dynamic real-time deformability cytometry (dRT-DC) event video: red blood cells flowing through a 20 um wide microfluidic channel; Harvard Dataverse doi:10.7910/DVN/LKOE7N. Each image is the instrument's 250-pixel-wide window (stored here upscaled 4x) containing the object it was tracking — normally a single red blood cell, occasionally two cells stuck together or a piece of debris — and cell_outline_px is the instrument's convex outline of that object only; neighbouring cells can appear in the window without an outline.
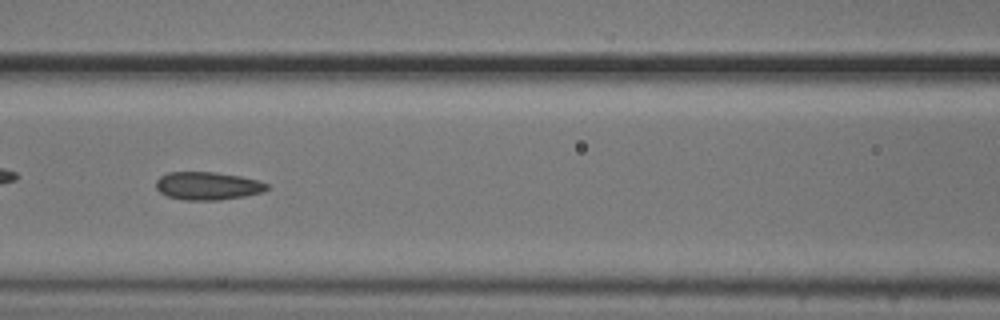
{"species": "common noctule bat (a hibernating species)", "species_latin": "Nyctalus noctula", "temperature_condition": "cold", "stored_images_in_passage": 53, "camera_frame_rate_fps": 3000, "um_per_image_px": 0.085, "animal": {"sex": "male", "body_mass_g": 20.5, "forearm_length_mm": 52.5}, "frame": {"image": 1, "passage_image": 23, "time_ms": 7.333, "image_size_px": [1000, 320], "cell_outline_px": [[268, 188], [264, 192], [244, 196], [220, 200], [184, 200], [168, 196], [160, 192], [156, 188], [156, 180], [160, 176], [168, 172], [216, 172], [240, 176], [260, 180], [268, 184]], "centroid_in_image_um": [17.67, 15.79], "position_along_channel_um": 148.9, "area_um2": 18.21}, "authors_computed_cell_mechanics": {"area_um2": 18.7272, "velocity_mm_per_s": 3.7108, "shape_relaxation_time_tau1_ms": null, "shape_relaxation_time_tau2_ms": 2.6019, "deformation_change_tau1": null, "deformation_change_tau2": 0.1038}}